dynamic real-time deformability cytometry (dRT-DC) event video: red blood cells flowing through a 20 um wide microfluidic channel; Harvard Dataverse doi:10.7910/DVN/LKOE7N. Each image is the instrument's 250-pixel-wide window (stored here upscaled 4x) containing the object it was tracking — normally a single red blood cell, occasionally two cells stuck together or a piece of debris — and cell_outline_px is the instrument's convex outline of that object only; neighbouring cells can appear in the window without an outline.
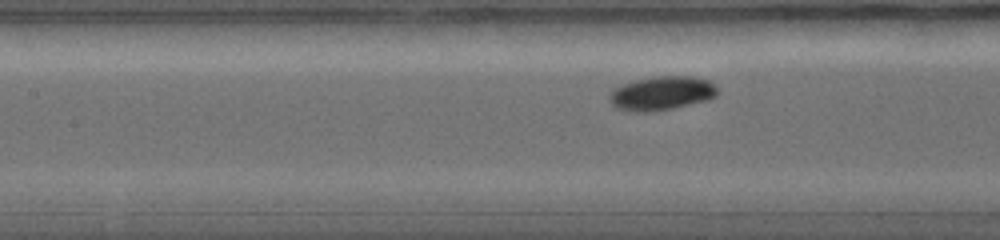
{"species": "common noctule bat (a hibernating species)", "species_latin": "Nyctalus noctula", "temperature_condition": "warm", "stored_images_in_passage": 32, "camera_frame_rate_fps": 5000, "um_per_image_px": 0.085, "animal": {"sex": "female", "body_mass_g": 19.0, "forearm_length_mm": 56.7}, "frame": {"image": 1, "passage_image": 12, "time_ms": 2.2, "image_size_px": [1000, 240], "cell_outline_px": [[716, 96], [708, 100], [672, 108], [648, 112], [628, 112], [616, 108], [612, 104], [612, 92], [616, 88], [624, 84], [636, 80], [660, 76], [692, 76], [708, 80], [716, 88]], "centroid_in_image_um": [56.26, 7.94], "position_along_channel_um": 151.1, "area_um2": 20.92}}
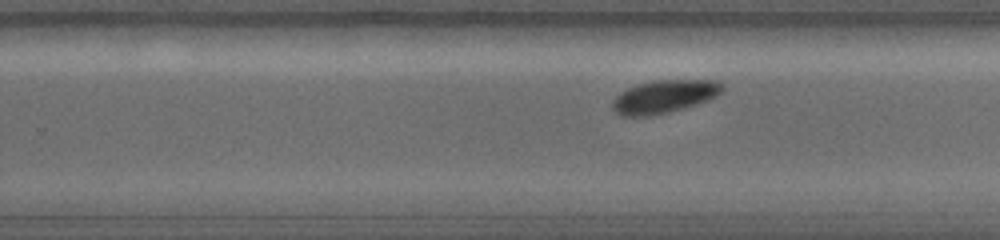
{"frame": {"image": 2, "passage_image": 21, "time_ms": 4.0, "image_size_px": [1000, 240], "cell_outline_px": [[724, 88], [716, 96], [696, 104], [684, 108], [652, 116], [620, 116], [612, 108], [612, 100], [620, 92], [628, 88], [640, 84], [656, 80], [712, 80], [724, 84]], "centroid_in_image_um": [56.43, 8.21], "position_along_channel_um": 273.4, "area_um2": 20.98}}
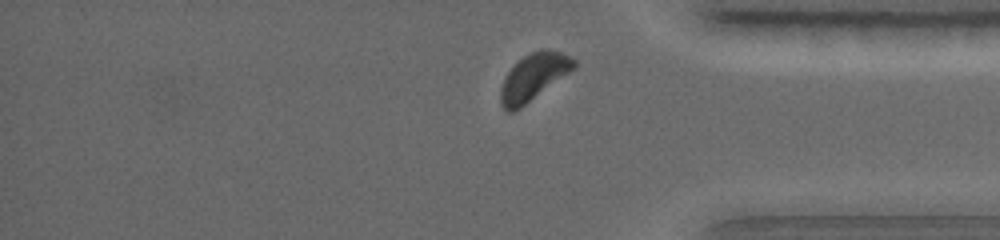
{"frame": {"image": 3, "passage_image": 30, "time_ms": 5.8, "image_size_px": [1000, 240], "cell_outline_px": [[576, 68], [520, 108], [512, 112], [504, 112], [500, 104], [500, 88], [504, 76], [524, 56], [540, 48], [548, 48], [560, 52], [576, 60]], "centroid_in_image_um": [45.34, 6.56], "position_along_channel_um": 389.9, "area_um2": 20.06}}